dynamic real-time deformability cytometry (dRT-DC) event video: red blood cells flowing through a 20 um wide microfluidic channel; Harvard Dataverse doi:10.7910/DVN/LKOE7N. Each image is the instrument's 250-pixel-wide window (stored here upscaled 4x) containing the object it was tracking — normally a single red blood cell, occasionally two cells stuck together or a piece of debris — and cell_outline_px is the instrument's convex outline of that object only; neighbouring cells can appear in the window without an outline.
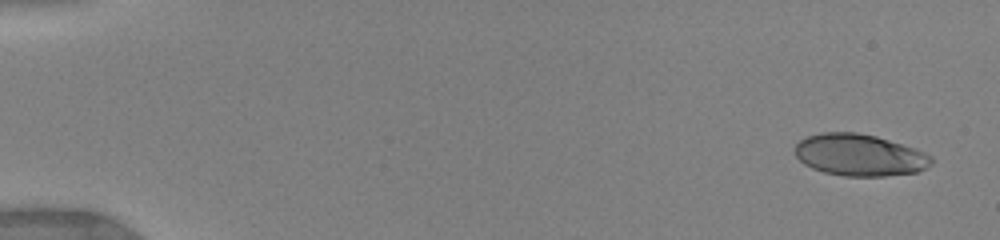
{"species": "human", "species_latin": "Homo sapiens", "temperature_condition": "warm", "stored_images_in_passage": 79, "camera_frame_rate_fps": 3000, "um_per_image_px": 0.085, "donor": {"sex": "female"}, "frame": {"image": 1, "passage_image": 1, "time_ms": 0.0, "image_size_px": [1000, 240], "cell_outline_px": [[932, 164], [916, 172], [884, 176], [844, 176], [824, 172], [812, 168], [804, 164], [796, 156], [796, 144], [800, 140], [808, 136], [820, 132], [856, 132], [876, 136], [916, 148], [932, 156]], "centroid_in_image_um": [73.07, 13.17], "position_along_channel_um": 11.9, "area_um2": 33.23}}
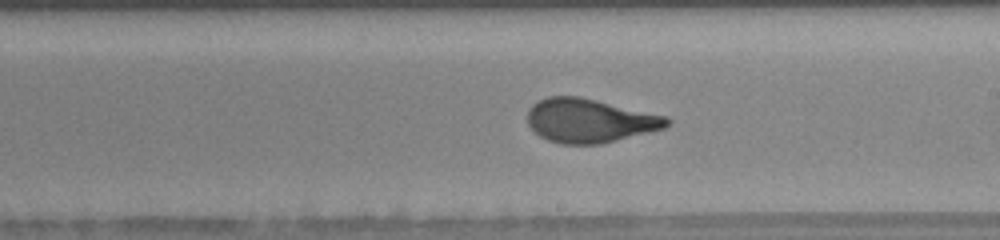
{"frame": {"image": 2, "passage_image": 46, "time_ms": 9.333, "image_size_px": [1000, 240], "cell_outline_px": [[672, 120], [664, 128], [600, 144], [560, 144], [548, 140], [540, 136], [528, 124], [528, 108], [532, 104], [548, 96], [580, 96], [668, 116]], "centroid_in_image_um": [50.12, 10.24], "position_along_channel_um": 238.9, "area_um2": 35.6}}
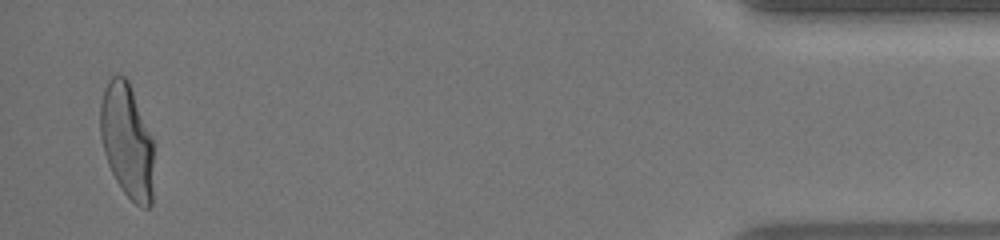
{"frame": {"image": 3, "passage_image": 77, "time_ms": 15.667, "image_size_px": [1000, 240], "cell_outline_px": [[152, 204], [148, 208], [144, 208], [136, 204], [124, 192], [116, 180], [108, 164], [104, 152], [100, 136], [100, 104], [104, 88], [108, 80], [112, 76], [124, 76], [128, 80], [152, 136]], "centroid_in_image_um": [10.78, 11.96], "position_along_channel_um": 424.4, "area_um2": 35.43}, "authors_computed_cell_mechanics": {"area_um2": 35.3736, "velocity_mm_per_s": 4.0357, "shape_relaxation_time_tau1_ms": 4.4137, "shape_relaxation_time_tau2_ms": null, "deformation_change_tau1": 0.209, "deformation_change_tau2": null}}